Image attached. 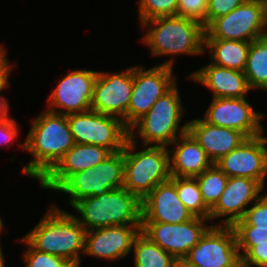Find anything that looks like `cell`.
<instances>
[{
	"mask_svg": "<svg viewBox=\"0 0 267 267\" xmlns=\"http://www.w3.org/2000/svg\"><path fill=\"white\" fill-rule=\"evenodd\" d=\"M27 138L20 148L33 159L22 172L39 181L58 163L74 145L67 115L44 110L32 121Z\"/></svg>",
	"mask_w": 267,
	"mask_h": 267,
	"instance_id": "1",
	"label": "cell"
},
{
	"mask_svg": "<svg viewBox=\"0 0 267 267\" xmlns=\"http://www.w3.org/2000/svg\"><path fill=\"white\" fill-rule=\"evenodd\" d=\"M84 226L70 212L51 205L39 223L24 239L36 250L66 259L81 267L80 254L85 251Z\"/></svg>",
	"mask_w": 267,
	"mask_h": 267,
	"instance_id": "2",
	"label": "cell"
},
{
	"mask_svg": "<svg viewBox=\"0 0 267 267\" xmlns=\"http://www.w3.org/2000/svg\"><path fill=\"white\" fill-rule=\"evenodd\" d=\"M140 25L143 30H147L141 41L149 47L152 56H198L206 51L205 28L192 19L181 16L158 17Z\"/></svg>",
	"mask_w": 267,
	"mask_h": 267,
	"instance_id": "3",
	"label": "cell"
},
{
	"mask_svg": "<svg viewBox=\"0 0 267 267\" xmlns=\"http://www.w3.org/2000/svg\"><path fill=\"white\" fill-rule=\"evenodd\" d=\"M73 209L86 231L109 226L141 225V200L124 187L77 201Z\"/></svg>",
	"mask_w": 267,
	"mask_h": 267,
	"instance_id": "4",
	"label": "cell"
},
{
	"mask_svg": "<svg viewBox=\"0 0 267 267\" xmlns=\"http://www.w3.org/2000/svg\"><path fill=\"white\" fill-rule=\"evenodd\" d=\"M136 139H127L124 146L125 171L123 187L144 199L159 183L171 178L168 146H143L137 151Z\"/></svg>",
	"mask_w": 267,
	"mask_h": 267,
	"instance_id": "5",
	"label": "cell"
},
{
	"mask_svg": "<svg viewBox=\"0 0 267 267\" xmlns=\"http://www.w3.org/2000/svg\"><path fill=\"white\" fill-rule=\"evenodd\" d=\"M177 85L176 83L162 95L150 110L130 127L129 139H135L138 135L143 146H170L180 135L187 132V122L179 126L185 111Z\"/></svg>",
	"mask_w": 267,
	"mask_h": 267,
	"instance_id": "6",
	"label": "cell"
},
{
	"mask_svg": "<svg viewBox=\"0 0 267 267\" xmlns=\"http://www.w3.org/2000/svg\"><path fill=\"white\" fill-rule=\"evenodd\" d=\"M125 158L122 151L111 153L101 163L71 175L56 191L70 196L72 207L77 201L98 196L124 185Z\"/></svg>",
	"mask_w": 267,
	"mask_h": 267,
	"instance_id": "7",
	"label": "cell"
},
{
	"mask_svg": "<svg viewBox=\"0 0 267 267\" xmlns=\"http://www.w3.org/2000/svg\"><path fill=\"white\" fill-rule=\"evenodd\" d=\"M267 9L263 0H248L227 15L214 19L204 39L252 42L267 35Z\"/></svg>",
	"mask_w": 267,
	"mask_h": 267,
	"instance_id": "8",
	"label": "cell"
},
{
	"mask_svg": "<svg viewBox=\"0 0 267 267\" xmlns=\"http://www.w3.org/2000/svg\"><path fill=\"white\" fill-rule=\"evenodd\" d=\"M75 144H91L108 149L111 153L122 151L129 129L117 117L94 110L67 115Z\"/></svg>",
	"mask_w": 267,
	"mask_h": 267,
	"instance_id": "9",
	"label": "cell"
},
{
	"mask_svg": "<svg viewBox=\"0 0 267 267\" xmlns=\"http://www.w3.org/2000/svg\"><path fill=\"white\" fill-rule=\"evenodd\" d=\"M173 58L147 70L143 65L133 66V89L127 109V128L143 115L176 83Z\"/></svg>",
	"mask_w": 267,
	"mask_h": 267,
	"instance_id": "10",
	"label": "cell"
},
{
	"mask_svg": "<svg viewBox=\"0 0 267 267\" xmlns=\"http://www.w3.org/2000/svg\"><path fill=\"white\" fill-rule=\"evenodd\" d=\"M209 219L194 216L189 221L177 224L160 222H141V231L164 251L174 258L186 257L205 234L214 226H207Z\"/></svg>",
	"mask_w": 267,
	"mask_h": 267,
	"instance_id": "11",
	"label": "cell"
},
{
	"mask_svg": "<svg viewBox=\"0 0 267 267\" xmlns=\"http://www.w3.org/2000/svg\"><path fill=\"white\" fill-rule=\"evenodd\" d=\"M186 258L196 267H241L233 228L211 226Z\"/></svg>",
	"mask_w": 267,
	"mask_h": 267,
	"instance_id": "12",
	"label": "cell"
},
{
	"mask_svg": "<svg viewBox=\"0 0 267 267\" xmlns=\"http://www.w3.org/2000/svg\"><path fill=\"white\" fill-rule=\"evenodd\" d=\"M97 71L77 69L67 73L47 99L46 110L69 115L91 110ZM59 109V110H58Z\"/></svg>",
	"mask_w": 267,
	"mask_h": 267,
	"instance_id": "13",
	"label": "cell"
},
{
	"mask_svg": "<svg viewBox=\"0 0 267 267\" xmlns=\"http://www.w3.org/2000/svg\"><path fill=\"white\" fill-rule=\"evenodd\" d=\"M133 89V66L122 73L98 71L91 110L121 119L127 127V109Z\"/></svg>",
	"mask_w": 267,
	"mask_h": 267,
	"instance_id": "14",
	"label": "cell"
},
{
	"mask_svg": "<svg viewBox=\"0 0 267 267\" xmlns=\"http://www.w3.org/2000/svg\"><path fill=\"white\" fill-rule=\"evenodd\" d=\"M204 115L207 123L238 130L247 138L264 134L261 119L265 114L255 111L246 97L212 98Z\"/></svg>",
	"mask_w": 267,
	"mask_h": 267,
	"instance_id": "15",
	"label": "cell"
},
{
	"mask_svg": "<svg viewBox=\"0 0 267 267\" xmlns=\"http://www.w3.org/2000/svg\"><path fill=\"white\" fill-rule=\"evenodd\" d=\"M215 164L227 177L254 179L264 187L267 176V137L261 134L247 138Z\"/></svg>",
	"mask_w": 267,
	"mask_h": 267,
	"instance_id": "16",
	"label": "cell"
},
{
	"mask_svg": "<svg viewBox=\"0 0 267 267\" xmlns=\"http://www.w3.org/2000/svg\"><path fill=\"white\" fill-rule=\"evenodd\" d=\"M263 189L257 180L228 177L223 193L210 209L209 220L212 222L224 217L218 226H232L236 221L243 219L250 203L253 204L261 196Z\"/></svg>",
	"mask_w": 267,
	"mask_h": 267,
	"instance_id": "17",
	"label": "cell"
},
{
	"mask_svg": "<svg viewBox=\"0 0 267 267\" xmlns=\"http://www.w3.org/2000/svg\"><path fill=\"white\" fill-rule=\"evenodd\" d=\"M193 217L178 197L175 177L159 183L141 200V222L177 224Z\"/></svg>",
	"mask_w": 267,
	"mask_h": 267,
	"instance_id": "18",
	"label": "cell"
},
{
	"mask_svg": "<svg viewBox=\"0 0 267 267\" xmlns=\"http://www.w3.org/2000/svg\"><path fill=\"white\" fill-rule=\"evenodd\" d=\"M141 225L109 226L86 231L84 254L109 261L125 258L132 251Z\"/></svg>",
	"mask_w": 267,
	"mask_h": 267,
	"instance_id": "19",
	"label": "cell"
},
{
	"mask_svg": "<svg viewBox=\"0 0 267 267\" xmlns=\"http://www.w3.org/2000/svg\"><path fill=\"white\" fill-rule=\"evenodd\" d=\"M111 152L91 144H75L58 163L39 181L44 189L57 190L71 175L93 168Z\"/></svg>",
	"mask_w": 267,
	"mask_h": 267,
	"instance_id": "20",
	"label": "cell"
},
{
	"mask_svg": "<svg viewBox=\"0 0 267 267\" xmlns=\"http://www.w3.org/2000/svg\"><path fill=\"white\" fill-rule=\"evenodd\" d=\"M187 128L214 164L247 139L238 130L211 125L202 118L187 122Z\"/></svg>",
	"mask_w": 267,
	"mask_h": 267,
	"instance_id": "21",
	"label": "cell"
},
{
	"mask_svg": "<svg viewBox=\"0 0 267 267\" xmlns=\"http://www.w3.org/2000/svg\"><path fill=\"white\" fill-rule=\"evenodd\" d=\"M189 79L212 90V98H243L251 91L244 72L212 63L191 73Z\"/></svg>",
	"mask_w": 267,
	"mask_h": 267,
	"instance_id": "22",
	"label": "cell"
},
{
	"mask_svg": "<svg viewBox=\"0 0 267 267\" xmlns=\"http://www.w3.org/2000/svg\"><path fill=\"white\" fill-rule=\"evenodd\" d=\"M169 150L171 177H196L214 163L187 131L180 135Z\"/></svg>",
	"mask_w": 267,
	"mask_h": 267,
	"instance_id": "23",
	"label": "cell"
},
{
	"mask_svg": "<svg viewBox=\"0 0 267 267\" xmlns=\"http://www.w3.org/2000/svg\"><path fill=\"white\" fill-rule=\"evenodd\" d=\"M251 42L204 39V49L211 51V62L214 65L243 72L247 62Z\"/></svg>",
	"mask_w": 267,
	"mask_h": 267,
	"instance_id": "24",
	"label": "cell"
},
{
	"mask_svg": "<svg viewBox=\"0 0 267 267\" xmlns=\"http://www.w3.org/2000/svg\"><path fill=\"white\" fill-rule=\"evenodd\" d=\"M243 72L251 90L267 92V35L251 42Z\"/></svg>",
	"mask_w": 267,
	"mask_h": 267,
	"instance_id": "25",
	"label": "cell"
},
{
	"mask_svg": "<svg viewBox=\"0 0 267 267\" xmlns=\"http://www.w3.org/2000/svg\"><path fill=\"white\" fill-rule=\"evenodd\" d=\"M132 249L135 267H172L175 259L142 231L134 239Z\"/></svg>",
	"mask_w": 267,
	"mask_h": 267,
	"instance_id": "26",
	"label": "cell"
},
{
	"mask_svg": "<svg viewBox=\"0 0 267 267\" xmlns=\"http://www.w3.org/2000/svg\"><path fill=\"white\" fill-rule=\"evenodd\" d=\"M178 197L193 216L209 219L210 208L204 203L197 180L192 177H175Z\"/></svg>",
	"mask_w": 267,
	"mask_h": 267,
	"instance_id": "27",
	"label": "cell"
},
{
	"mask_svg": "<svg viewBox=\"0 0 267 267\" xmlns=\"http://www.w3.org/2000/svg\"><path fill=\"white\" fill-rule=\"evenodd\" d=\"M194 178L197 180L204 203L211 209L223 193L228 177L213 164Z\"/></svg>",
	"mask_w": 267,
	"mask_h": 267,
	"instance_id": "28",
	"label": "cell"
},
{
	"mask_svg": "<svg viewBox=\"0 0 267 267\" xmlns=\"http://www.w3.org/2000/svg\"><path fill=\"white\" fill-rule=\"evenodd\" d=\"M236 236V244L242 258L256 243L267 242V230L256 229L248 225L243 219L236 221L232 226Z\"/></svg>",
	"mask_w": 267,
	"mask_h": 267,
	"instance_id": "29",
	"label": "cell"
},
{
	"mask_svg": "<svg viewBox=\"0 0 267 267\" xmlns=\"http://www.w3.org/2000/svg\"><path fill=\"white\" fill-rule=\"evenodd\" d=\"M179 0H139L138 16L142 22L167 16H177Z\"/></svg>",
	"mask_w": 267,
	"mask_h": 267,
	"instance_id": "30",
	"label": "cell"
},
{
	"mask_svg": "<svg viewBox=\"0 0 267 267\" xmlns=\"http://www.w3.org/2000/svg\"><path fill=\"white\" fill-rule=\"evenodd\" d=\"M20 242L27 245L23 253L26 267H74L66 259L34 249L24 238Z\"/></svg>",
	"mask_w": 267,
	"mask_h": 267,
	"instance_id": "31",
	"label": "cell"
},
{
	"mask_svg": "<svg viewBox=\"0 0 267 267\" xmlns=\"http://www.w3.org/2000/svg\"><path fill=\"white\" fill-rule=\"evenodd\" d=\"M207 0H179L177 16L192 19L206 28Z\"/></svg>",
	"mask_w": 267,
	"mask_h": 267,
	"instance_id": "32",
	"label": "cell"
},
{
	"mask_svg": "<svg viewBox=\"0 0 267 267\" xmlns=\"http://www.w3.org/2000/svg\"><path fill=\"white\" fill-rule=\"evenodd\" d=\"M243 220L248 225L256 226V229L267 230V192L247 209Z\"/></svg>",
	"mask_w": 267,
	"mask_h": 267,
	"instance_id": "33",
	"label": "cell"
},
{
	"mask_svg": "<svg viewBox=\"0 0 267 267\" xmlns=\"http://www.w3.org/2000/svg\"><path fill=\"white\" fill-rule=\"evenodd\" d=\"M248 0H207L206 27L216 18L227 15Z\"/></svg>",
	"mask_w": 267,
	"mask_h": 267,
	"instance_id": "34",
	"label": "cell"
},
{
	"mask_svg": "<svg viewBox=\"0 0 267 267\" xmlns=\"http://www.w3.org/2000/svg\"><path fill=\"white\" fill-rule=\"evenodd\" d=\"M267 267V242L256 243L242 258L241 267Z\"/></svg>",
	"mask_w": 267,
	"mask_h": 267,
	"instance_id": "35",
	"label": "cell"
},
{
	"mask_svg": "<svg viewBox=\"0 0 267 267\" xmlns=\"http://www.w3.org/2000/svg\"><path fill=\"white\" fill-rule=\"evenodd\" d=\"M18 123L14 118L0 122V144L10 145L19 137Z\"/></svg>",
	"mask_w": 267,
	"mask_h": 267,
	"instance_id": "36",
	"label": "cell"
},
{
	"mask_svg": "<svg viewBox=\"0 0 267 267\" xmlns=\"http://www.w3.org/2000/svg\"><path fill=\"white\" fill-rule=\"evenodd\" d=\"M5 48L6 47L0 45V93L10 85L9 77L13 67L8 60Z\"/></svg>",
	"mask_w": 267,
	"mask_h": 267,
	"instance_id": "37",
	"label": "cell"
},
{
	"mask_svg": "<svg viewBox=\"0 0 267 267\" xmlns=\"http://www.w3.org/2000/svg\"><path fill=\"white\" fill-rule=\"evenodd\" d=\"M9 100H7L3 95L0 94V122H3L10 118L9 113Z\"/></svg>",
	"mask_w": 267,
	"mask_h": 267,
	"instance_id": "38",
	"label": "cell"
},
{
	"mask_svg": "<svg viewBox=\"0 0 267 267\" xmlns=\"http://www.w3.org/2000/svg\"><path fill=\"white\" fill-rule=\"evenodd\" d=\"M172 267H196L186 257L175 258Z\"/></svg>",
	"mask_w": 267,
	"mask_h": 267,
	"instance_id": "39",
	"label": "cell"
},
{
	"mask_svg": "<svg viewBox=\"0 0 267 267\" xmlns=\"http://www.w3.org/2000/svg\"><path fill=\"white\" fill-rule=\"evenodd\" d=\"M4 255L2 252V248L0 247V267H5V260Z\"/></svg>",
	"mask_w": 267,
	"mask_h": 267,
	"instance_id": "40",
	"label": "cell"
},
{
	"mask_svg": "<svg viewBox=\"0 0 267 267\" xmlns=\"http://www.w3.org/2000/svg\"><path fill=\"white\" fill-rule=\"evenodd\" d=\"M4 227V223H3V221H2V219H1V217H0V234H1V232H2V228ZM0 247H1V242H0Z\"/></svg>",
	"mask_w": 267,
	"mask_h": 267,
	"instance_id": "41",
	"label": "cell"
},
{
	"mask_svg": "<svg viewBox=\"0 0 267 267\" xmlns=\"http://www.w3.org/2000/svg\"><path fill=\"white\" fill-rule=\"evenodd\" d=\"M263 3L265 4L266 9H267V0H263Z\"/></svg>",
	"mask_w": 267,
	"mask_h": 267,
	"instance_id": "42",
	"label": "cell"
}]
</instances>
